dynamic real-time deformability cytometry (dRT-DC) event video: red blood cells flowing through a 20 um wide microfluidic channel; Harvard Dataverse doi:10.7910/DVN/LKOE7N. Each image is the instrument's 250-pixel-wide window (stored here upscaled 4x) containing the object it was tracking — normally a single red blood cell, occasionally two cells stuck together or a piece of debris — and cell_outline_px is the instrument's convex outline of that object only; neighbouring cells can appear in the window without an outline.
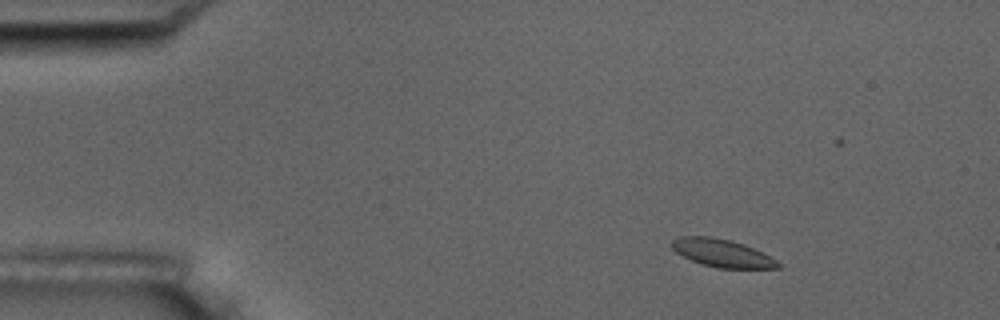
{"species": "common noctule bat (a hibernating species)", "species_latin": "Nyctalus noctula", "temperature_condition": "room temperature", "stored_images_in_passage": 5, "camera_frame_rate_fps": 3000, "um_per_image_px": 0.085, "animal": {"sex": "male", "body_mass_g": 17.5, "forearm_length_mm": 52.3}, "frame": {"image": 1, "passage_image": 1, "time_ms": 0.0, "image_size_px": [1000, 320], "cell_outline_px": [[780, 268], [720, 268], [704, 264], [692, 260], [676, 252], [672, 248], [672, 240], [680, 236], [712, 236], [732, 240], [744, 244], [776, 260], [780, 264]], "centroid_in_image_um": [61.36, 21.49], "position_along_channel_um": 23.6, "area_um2": 16.94}}
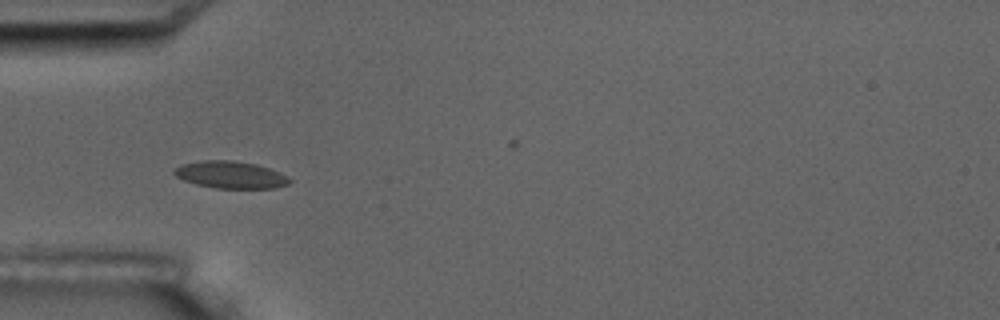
{"frame": {"image": 2, "passage_image": 4, "time_ms": 3.333, "image_size_px": [1000, 320], "cell_outline_px": [[292, 180], [288, 184], [276, 188], [216, 188], [196, 184], [184, 180], [176, 176], [172, 172], [180, 164], [204, 160], [232, 160], [256, 164], [268, 168], [288, 176]], "centroid_in_image_um": [19.6, 14.85], "position_along_channel_um": 65.4, "area_um2": 18.21}}